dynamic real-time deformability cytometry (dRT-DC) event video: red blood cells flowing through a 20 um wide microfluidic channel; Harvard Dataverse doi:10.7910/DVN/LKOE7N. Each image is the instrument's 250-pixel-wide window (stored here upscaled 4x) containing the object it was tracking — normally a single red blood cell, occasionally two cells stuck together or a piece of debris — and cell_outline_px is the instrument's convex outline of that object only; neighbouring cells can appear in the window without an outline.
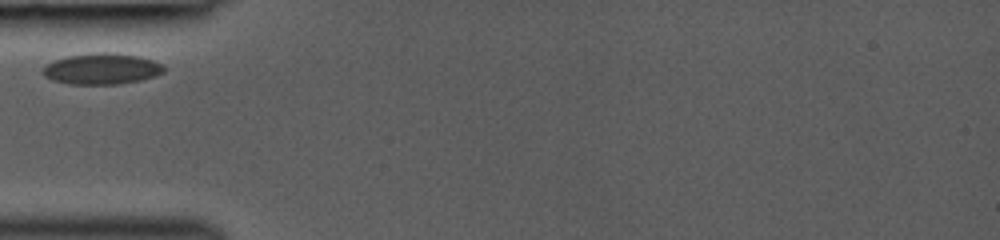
{"species": "common noctule bat (a hibernating species)", "species_latin": "Nyctalus noctula", "temperature_condition": "room temperature", "stored_images_in_passage": 1, "camera_frame_rate_fps": 3000, "um_per_image_px": 0.085, "animal": {"sex": "female", "body_mass_g": 19.0, "forearm_length_mm": 53.3}, "frame": {"image": 1, "passage_image": 1, "time_ms": 0.0, "image_size_px": [1000, 240], "cell_outline_px": [[164, 72], [140, 80], [120, 84], [68, 84], [52, 80], [44, 76], [40, 72], [44, 64], [68, 56], [96, 52], [108, 52], [136, 56], [152, 60], [160, 64], [164, 68]], "centroid_in_image_um": [8.57, 5.85], "position_along_channel_um": 76.4, "area_um2": 21.79}}